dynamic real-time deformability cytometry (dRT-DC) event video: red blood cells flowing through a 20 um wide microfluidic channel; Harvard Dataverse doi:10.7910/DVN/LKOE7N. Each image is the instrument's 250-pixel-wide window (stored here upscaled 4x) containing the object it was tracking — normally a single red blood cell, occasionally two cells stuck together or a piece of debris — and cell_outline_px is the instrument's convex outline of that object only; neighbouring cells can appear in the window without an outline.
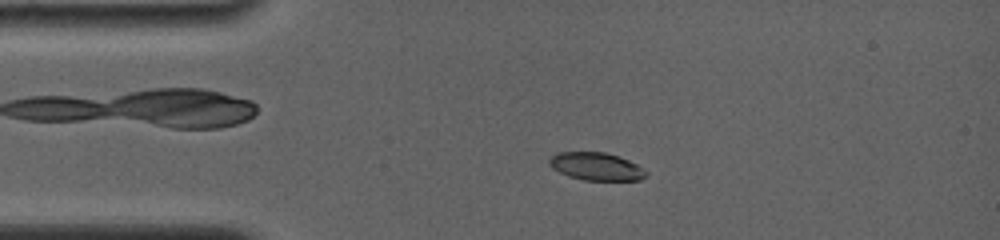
{"species": "common noctule bat (a hibernating species)", "species_latin": "Nyctalus noctula", "temperature_condition": "room temperature", "stored_images_in_passage": 28, "camera_frame_rate_fps": 4000, "um_per_image_px": 0.085, "animal": {"sex": "female", "body_mass_g": 19.0, "forearm_length_mm": 56.7}, "frame": {"image": 1, "passage_image": 5, "time_ms": 3.0, "image_size_px": [1000, 240], "cell_outline_px": [[648, 176], [640, 180], [584, 180], [568, 176], [552, 168], [548, 164], [548, 160], [556, 152], [604, 152], [620, 156], [636, 164], [648, 172]], "centroid_in_image_um": [50.68, 14.14], "position_along_channel_um": 34.3, "area_um2": 15.78}}
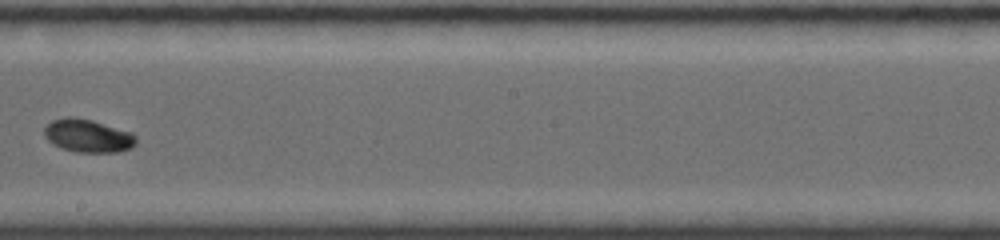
{"frame": {"image": 2, "passage_image": 17, "time_ms": 9.25, "image_size_px": [1000, 240], "cell_outline_px": [[136, 144], [132, 148], [116, 152], [76, 152], [60, 148], [52, 144], [44, 136], [44, 128], [52, 120], [64, 116], [72, 116], [92, 120], [132, 132], [136, 136]], "centroid_in_image_um": [7.46, 11.54], "position_along_channel_um": 240.7, "area_um2": 17.92}}
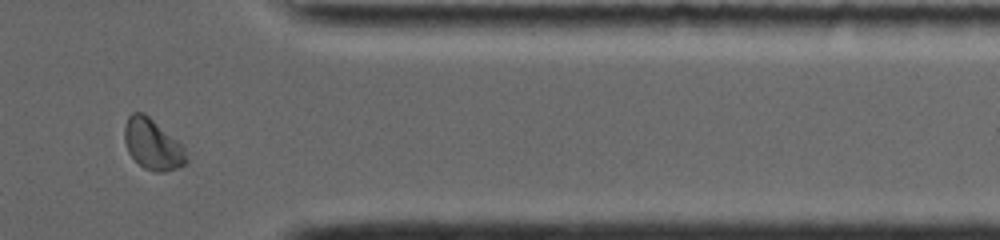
{"frame": {"image": 3, "passage_image": 26, "time_ms": 13.5, "image_size_px": [1000, 240], "cell_outline_px": [[188, 160], [184, 164], [176, 168], [164, 172], [156, 172], [144, 168], [128, 152], [124, 140], [124, 124], [128, 116], [132, 112], [144, 112], [176, 140], [184, 148]], "centroid_in_image_um": [12.94, 12.26], "position_along_channel_um": 398.5, "area_um2": 18.03}, "authors_computed_cell_mechanics": {"area_um2": 17.1377, "velocity_mm_per_s": 3.7931, "shape_relaxation_time_tau1_ms": 2.3755, "shape_relaxation_time_tau2_ms": null, "deformation_change_tau1": 0.1322, "deformation_change_tau2": null}}